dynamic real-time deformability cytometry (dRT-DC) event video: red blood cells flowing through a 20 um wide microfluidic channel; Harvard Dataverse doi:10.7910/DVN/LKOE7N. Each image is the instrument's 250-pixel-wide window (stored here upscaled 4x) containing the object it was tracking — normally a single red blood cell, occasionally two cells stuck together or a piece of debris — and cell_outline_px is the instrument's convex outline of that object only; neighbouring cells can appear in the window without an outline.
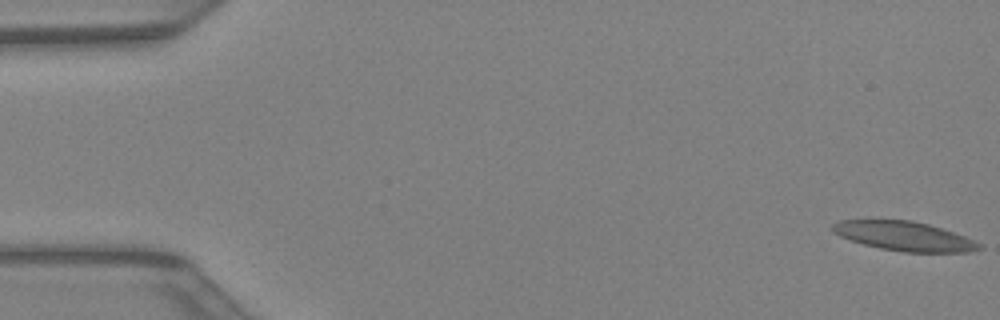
{"species": "Egyptian fruit bat (a non-hibernating species)", "species_latin": "Rousettus aegyptiacus", "temperature_condition": "warm", "stored_images_in_passage": 43, "camera_frame_rate_fps": 3000, "um_per_image_px": 0.085, "animal": {"sex": "female"}, "frame": {"image": 1, "passage_image": 1, "time_ms": 0.0, "image_size_px": [1000, 320], "cell_outline_px": [[984, 248], [968, 252], [904, 252], [880, 248], [864, 244], [840, 236], [832, 228], [832, 224], [840, 220], [908, 220], [928, 224], [964, 236], [980, 244]], "centroid_in_image_um": [76.87, 20.07], "position_along_channel_um": 8.1, "area_um2": 24.57}}
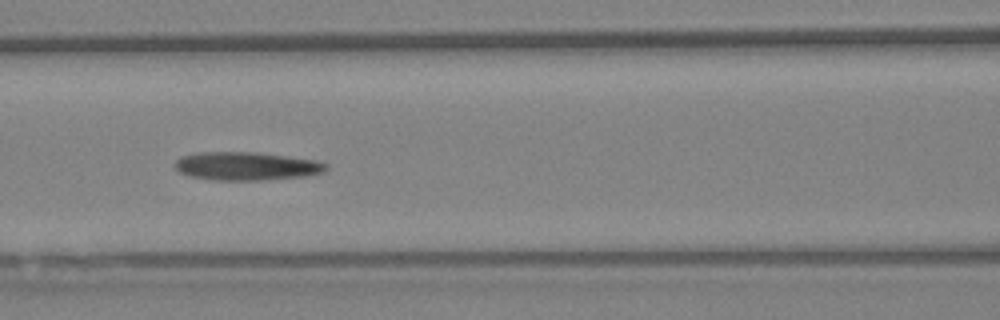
{"frame": {"image": 2, "passage_image": 19, "time_ms": 6.0, "image_size_px": [1000, 320], "cell_outline_px": [[328, 168], [324, 172], [308, 176], [260, 180], [212, 180], [188, 176], [180, 172], [176, 168], [176, 160], [180, 156], [200, 152], [252, 152], [316, 160], [328, 164]], "centroid_in_image_um": [20.95, 14.13], "position_along_channel_um": 145.7, "area_um2": 24.91}}
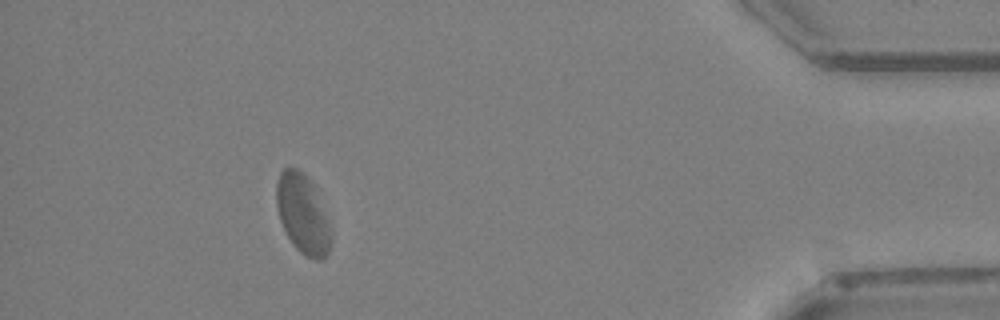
{"frame": {"image": 3, "passage_image": 39, "time_ms": 12.667, "image_size_px": [1000, 320], "cell_outline_px": [[332, 240], [328, 252], [320, 260], [316, 260], [300, 252], [292, 244], [280, 220], [276, 208], [276, 180], [280, 172], [284, 168], [296, 168], [304, 172], [312, 184], [328, 220], [332, 236]], "centroid_in_image_um": [25.71, 18.18], "position_along_channel_um": 409.5, "area_um2": 25.03}}